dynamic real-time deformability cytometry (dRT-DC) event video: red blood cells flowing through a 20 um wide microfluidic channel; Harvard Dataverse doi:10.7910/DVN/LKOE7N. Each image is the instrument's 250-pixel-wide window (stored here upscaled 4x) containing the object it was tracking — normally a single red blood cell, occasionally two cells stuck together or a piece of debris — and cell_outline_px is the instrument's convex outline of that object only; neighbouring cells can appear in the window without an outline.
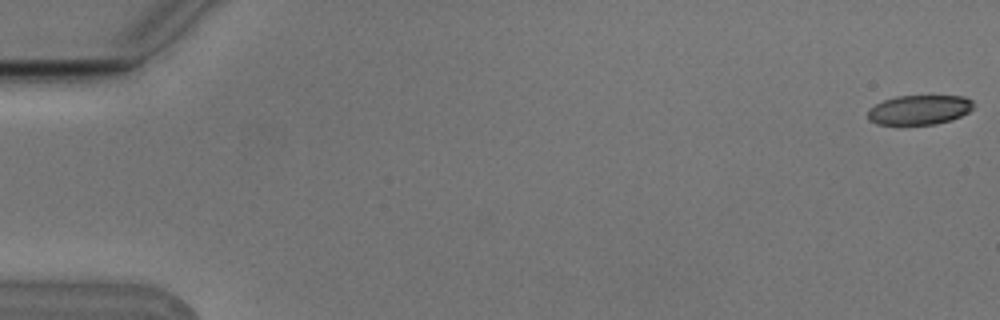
{"species": "Egyptian fruit bat (a non-hibernating species)", "species_latin": "Rousettus aegyptiacus", "temperature_condition": "cold", "stored_images_in_passage": 5, "camera_frame_rate_fps": 3000, "um_per_image_px": 0.085, "animal": {"sex": "male"}, "frame": {"image": 1, "passage_image": 1, "time_ms": 0.0, "image_size_px": [1000, 320], "cell_outline_px": [[972, 108], [968, 112], [952, 120], [936, 124], [876, 124], [868, 120], [868, 108], [884, 100], [896, 96], [964, 96], [972, 100]], "centroid_in_image_um": [78.12, 9.33], "position_along_channel_um": 6.9, "area_um2": 18.15}}
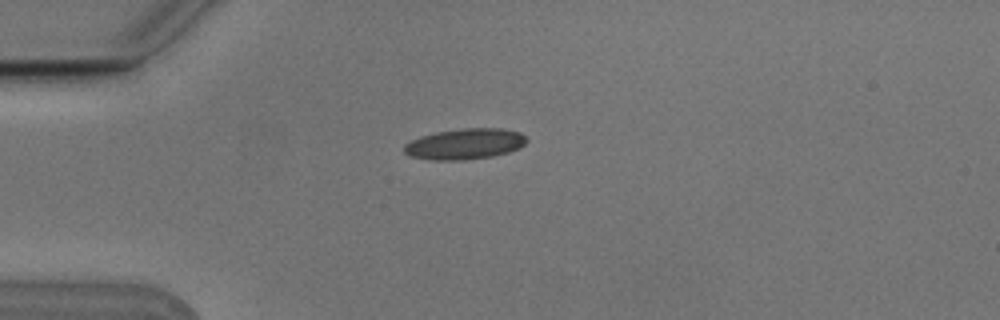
{"frame": {"image": 2, "passage_image": 5, "time_ms": 1.333, "image_size_px": [1000, 320], "cell_outline_px": [[528, 140], [520, 148], [508, 152], [492, 156], [464, 160], [432, 160], [408, 156], [404, 152], [404, 144], [420, 136], [436, 132], [464, 128], [500, 128], [520, 132]], "centroid_in_image_um": [39.5, 12.24], "position_along_channel_um": 45.5, "area_um2": 22.02}}